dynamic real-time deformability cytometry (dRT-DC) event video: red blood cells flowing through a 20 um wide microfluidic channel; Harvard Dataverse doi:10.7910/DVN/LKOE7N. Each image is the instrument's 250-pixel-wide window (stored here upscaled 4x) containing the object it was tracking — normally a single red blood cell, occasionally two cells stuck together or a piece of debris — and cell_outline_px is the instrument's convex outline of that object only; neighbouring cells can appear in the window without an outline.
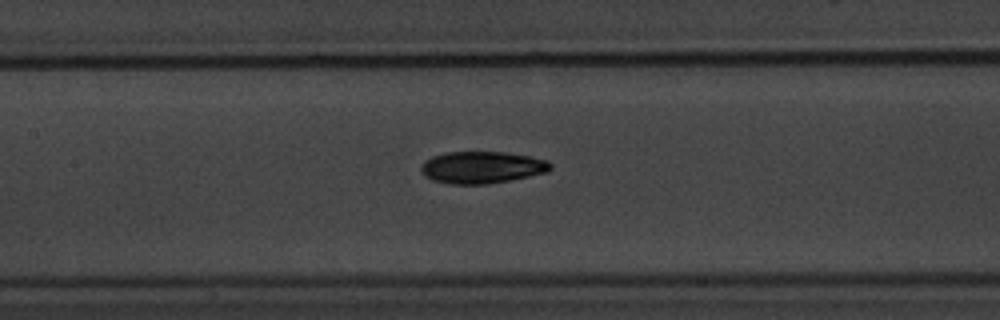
{"species": "common noctule bat (a hibernating species)", "species_latin": "Nyctalus noctula", "temperature_condition": "warm", "stored_images_in_passage": 5, "camera_frame_rate_fps": 3000, "um_per_image_px": 0.085, "animal": {"sex": "male", "body_mass_g": 20.1, "forearm_length_mm": 53.5}, "frame": {"image": 1, "passage_image": 5, "time_ms": 5.333, "image_size_px": [1000, 320], "cell_outline_px": [[552, 168], [548, 172], [488, 184], [452, 184], [432, 180], [424, 176], [420, 172], [420, 164], [424, 160], [432, 156], [448, 152], [504, 152], [528, 156], [548, 160], [552, 164]], "centroid_in_image_um": [40.93, 14.22], "position_along_channel_um": 166.5, "area_um2": 24.22}}